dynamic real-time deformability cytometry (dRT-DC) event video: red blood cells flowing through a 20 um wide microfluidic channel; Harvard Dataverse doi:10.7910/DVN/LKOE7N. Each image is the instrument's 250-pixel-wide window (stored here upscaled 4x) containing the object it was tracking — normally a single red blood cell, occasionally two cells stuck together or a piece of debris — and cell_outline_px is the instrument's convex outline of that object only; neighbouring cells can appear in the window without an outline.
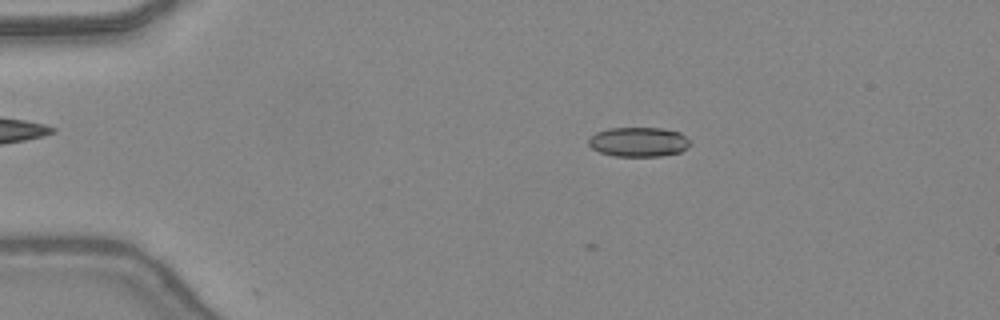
{"species": "common noctule bat (a hibernating species)", "species_latin": "Nyctalus noctula", "temperature_condition": "warm", "stored_images_in_passage": 6, "camera_frame_rate_fps": 3000, "um_per_image_px": 0.085, "animal": {"sex": "female", "body_mass_g": 24.6, "forearm_length_mm": 56.2}, "frame": {"image": 1, "passage_image": 4, "time_ms": 1.0, "image_size_px": [1000, 320], "cell_outline_px": [[688, 148], [680, 152], [660, 156], [616, 156], [600, 152], [592, 148], [588, 144], [588, 140], [596, 132], [608, 128], [660, 128], [680, 132], [688, 140]], "centroid_in_image_um": [54.26, 12.06], "position_along_channel_um": 30.7, "area_um2": 17.34}}